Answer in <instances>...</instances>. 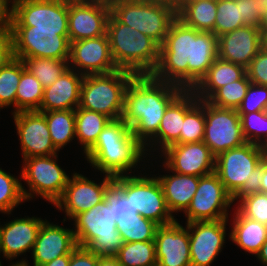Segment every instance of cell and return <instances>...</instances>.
Instances as JSON below:
<instances>
[{
  "label": "cell",
  "instance_id": "1",
  "mask_svg": "<svg viewBox=\"0 0 267 266\" xmlns=\"http://www.w3.org/2000/svg\"><path fill=\"white\" fill-rule=\"evenodd\" d=\"M218 58V39L176 18L170 25L155 71V79L192 90Z\"/></svg>",
  "mask_w": 267,
  "mask_h": 266
},
{
  "label": "cell",
  "instance_id": "2",
  "mask_svg": "<svg viewBox=\"0 0 267 266\" xmlns=\"http://www.w3.org/2000/svg\"><path fill=\"white\" fill-rule=\"evenodd\" d=\"M184 91L181 87L135 75L126 88L122 119L133 135L145 145L158 132L167 107Z\"/></svg>",
  "mask_w": 267,
  "mask_h": 266
},
{
  "label": "cell",
  "instance_id": "3",
  "mask_svg": "<svg viewBox=\"0 0 267 266\" xmlns=\"http://www.w3.org/2000/svg\"><path fill=\"white\" fill-rule=\"evenodd\" d=\"M145 151L130 126L120 118L107 123L85 158L93 168L115 177L125 175L129 170L131 174V169L147 156Z\"/></svg>",
  "mask_w": 267,
  "mask_h": 266
},
{
  "label": "cell",
  "instance_id": "4",
  "mask_svg": "<svg viewBox=\"0 0 267 266\" xmlns=\"http://www.w3.org/2000/svg\"><path fill=\"white\" fill-rule=\"evenodd\" d=\"M266 156L260 145L246 142L216 157L214 172L232 196L233 202L245 195L260 192Z\"/></svg>",
  "mask_w": 267,
  "mask_h": 266
},
{
  "label": "cell",
  "instance_id": "5",
  "mask_svg": "<svg viewBox=\"0 0 267 266\" xmlns=\"http://www.w3.org/2000/svg\"><path fill=\"white\" fill-rule=\"evenodd\" d=\"M106 33L118 69L135 75H151L155 71L160 58V45L155 40L120 23L111 13Z\"/></svg>",
  "mask_w": 267,
  "mask_h": 266
},
{
  "label": "cell",
  "instance_id": "6",
  "mask_svg": "<svg viewBox=\"0 0 267 266\" xmlns=\"http://www.w3.org/2000/svg\"><path fill=\"white\" fill-rule=\"evenodd\" d=\"M73 220V231L79 247L99 256H115L124 243L116 228L113 205L107 204L104 199Z\"/></svg>",
  "mask_w": 267,
  "mask_h": 266
},
{
  "label": "cell",
  "instance_id": "7",
  "mask_svg": "<svg viewBox=\"0 0 267 266\" xmlns=\"http://www.w3.org/2000/svg\"><path fill=\"white\" fill-rule=\"evenodd\" d=\"M135 74L118 69L106 74L84 75L79 107L102 113L111 120L120 119L126 88Z\"/></svg>",
  "mask_w": 267,
  "mask_h": 266
},
{
  "label": "cell",
  "instance_id": "8",
  "mask_svg": "<svg viewBox=\"0 0 267 266\" xmlns=\"http://www.w3.org/2000/svg\"><path fill=\"white\" fill-rule=\"evenodd\" d=\"M110 13L120 22L163 44L171 23L177 18L175 7L143 0H117L109 4Z\"/></svg>",
  "mask_w": 267,
  "mask_h": 266
},
{
  "label": "cell",
  "instance_id": "9",
  "mask_svg": "<svg viewBox=\"0 0 267 266\" xmlns=\"http://www.w3.org/2000/svg\"><path fill=\"white\" fill-rule=\"evenodd\" d=\"M12 57L69 60L68 31L32 30V26H9Z\"/></svg>",
  "mask_w": 267,
  "mask_h": 266
},
{
  "label": "cell",
  "instance_id": "10",
  "mask_svg": "<svg viewBox=\"0 0 267 266\" xmlns=\"http://www.w3.org/2000/svg\"><path fill=\"white\" fill-rule=\"evenodd\" d=\"M114 180L130 200L133 208L142 217L160 225H167L176 219L167 208L162 186L157 177L140 175H119Z\"/></svg>",
  "mask_w": 267,
  "mask_h": 266
},
{
  "label": "cell",
  "instance_id": "11",
  "mask_svg": "<svg viewBox=\"0 0 267 266\" xmlns=\"http://www.w3.org/2000/svg\"><path fill=\"white\" fill-rule=\"evenodd\" d=\"M57 158L58 155L54 154L22 159L24 166L21 169V178L29 186V192L22 188L25 200L40 195L54 205L62 196L70 177L56 163Z\"/></svg>",
  "mask_w": 267,
  "mask_h": 266
},
{
  "label": "cell",
  "instance_id": "12",
  "mask_svg": "<svg viewBox=\"0 0 267 266\" xmlns=\"http://www.w3.org/2000/svg\"><path fill=\"white\" fill-rule=\"evenodd\" d=\"M9 26L68 31V0H18L11 5Z\"/></svg>",
  "mask_w": 267,
  "mask_h": 266
},
{
  "label": "cell",
  "instance_id": "13",
  "mask_svg": "<svg viewBox=\"0 0 267 266\" xmlns=\"http://www.w3.org/2000/svg\"><path fill=\"white\" fill-rule=\"evenodd\" d=\"M203 142L215 157L222 152L246 143L238 111L220 108L205 100Z\"/></svg>",
  "mask_w": 267,
  "mask_h": 266
},
{
  "label": "cell",
  "instance_id": "14",
  "mask_svg": "<svg viewBox=\"0 0 267 266\" xmlns=\"http://www.w3.org/2000/svg\"><path fill=\"white\" fill-rule=\"evenodd\" d=\"M232 196L215 172L199 177L196 193L184 212L187 223L228 219Z\"/></svg>",
  "mask_w": 267,
  "mask_h": 266
},
{
  "label": "cell",
  "instance_id": "15",
  "mask_svg": "<svg viewBox=\"0 0 267 266\" xmlns=\"http://www.w3.org/2000/svg\"><path fill=\"white\" fill-rule=\"evenodd\" d=\"M109 3L92 0H68L69 41L100 37L106 34Z\"/></svg>",
  "mask_w": 267,
  "mask_h": 266
},
{
  "label": "cell",
  "instance_id": "16",
  "mask_svg": "<svg viewBox=\"0 0 267 266\" xmlns=\"http://www.w3.org/2000/svg\"><path fill=\"white\" fill-rule=\"evenodd\" d=\"M101 184L91 181L86 176L73 173L69 178L62 196L55 202L59 210H65L68 218L74 219L82 212L88 211L104 199V192L107 186L114 180V177L104 174Z\"/></svg>",
  "mask_w": 267,
  "mask_h": 266
},
{
  "label": "cell",
  "instance_id": "17",
  "mask_svg": "<svg viewBox=\"0 0 267 266\" xmlns=\"http://www.w3.org/2000/svg\"><path fill=\"white\" fill-rule=\"evenodd\" d=\"M68 63L70 69H78L83 75L106 74L118 70L111 55L107 33L100 37L70 42Z\"/></svg>",
  "mask_w": 267,
  "mask_h": 266
},
{
  "label": "cell",
  "instance_id": "18",
  "mask_svg": "<svg viewBox=\"0 0 267 266\" xmlns=\"http://www.w3.org/2000/svg\"><path fill=\"white\" fill-rule=\"evenodd\" d=\"M228 219L186 223L191 266H210L222 251Z\"/></svg>",
  "mask_w": 267,
  "mask_h": 266
},
{
  "label": "cell",
  "instance_id": "19",
  "mask_svg": "<svg viewBox=\"0 0 267 266\" xmlns=\"http://www.w3.org/2000/svg\"><path fill=\"white\" fill-rule=\"evenodd\" d=\"M166 170L184 175L205 176L215 171V159L203 142L172 144L162 151Z\"/></svg>",
  "mask_w": 267,
  "mask_h": 266
},
{
  "label": "cell",
  "instance_id": "20",
  "mask_svg": "<svg viewBox=\"0 0 267 266\" xmlns=\"http://www.w3.org/2000/svg\"><path fill=\"white\" fill-rule=\"evenodd\" d=\"M12 115L19 135L23 159L58 153L51 141L45 115L42 112L19 111Z\"/></svg>",
  "mask_w": 267,
  "mask_h": 266
},
{
  "label": "cell",
  "instance_id": "21",
  "mask_svg": "<svg viewBox=\"0 0 267 266\" xmlns=\"http://www.w3.org/2000/svg\"><path fill=\"white\" fill-rule=\"evenodd\" d=\"M157 266H191L188 227L175 220L158 226L155 233Z\"/></svg>",
  "mask_w": 267,
  "mask_h": 266
},
{
  "label": "cell",
  "instance_id": "22",
  "mask_svg": "<svg viewBox=\"0 0 267 266\" xmlns=\"http://www.w3.org/2000/svg\"><path fill=\"white\" fill-rule=\"evenodd\" d=\"M218 58L243 66H249L251 60L261 49V29L244 26L217 37Z\"/></svg>",
  "mask_w": 267,
  "mask_h": 266
},
{
  "label": "cell",
  "instance_id": "23",
  "mask_svg": "<svg viewBox=\"0 0 267 266\" xmlns=\"http://www.w3.org/2000/svg\"><path fill=\"white\" fill-rule=\"evenodd\" d=\"M77 246L73 229H65L45 220L32 250L33 265L41 266L57 257L70 255Z\"/></svg>",
  "mask_w": 267,
  "mask_h": 266
},
{
  "label": "cell",
  "instance_id": "24",
  "mask_svg": "<svg viewBox=\"0 0 267 266\" xmlns=\"http://www.w3.org/2000/svg\"><path fill=\"white\" fill-rule=\"evenodd\" d=\"M198 100L199 99L192 90H184L167 107L161 119L158 132L148 141L149 143L144 145L146 151L148 150L146 147H150V151L155 149L159 150L161 148L160 151L162 152L172 144H180V130L183 126L185 114L198 102ZM155 146H157L158 149H152V147ZM159 146L161 147L159 148Z\"/></svg>",
  "mask_w": 267,
  "mask_h": 266
},
{
  "label": "cell",
  "instance_id": "25",
  "mask_svg": "<svg viewBox=\"0 0 267 266\" xmlns=\"http://www.w3.org/2000/svg\"><path fill=\"white\" fill-rule=\"evenodd\" d=\"M45 220L36 217L14 219L0 225V253L7 260L33 250L38 232Z\"/></svg>",
  "mask_w": 267,
  "mask_h": 266
},
{
  "label": "cell",
  "instance_id": "26",
  "mask_svg": "<svg viewBox=\"0 0 267 266\" xmlns=\"http://www.w3.org/2000/svg\"><path fill=\"white\" fill-rule=\"evenodd\" d=\"M84 75L68 68L52 85L44 88L39 112L75 110L80 104Z\"/></svg>",
  "mask_w": 267,
  "mask_h": 266
},
{
  "label": "cell",
  "instance_id": "27",
  "mask_svg": "<svg viewBox=\"0 0 267 266\" xmlns=\"http://www.w3.org/2000/svg\"><path fill=\"white\" fill-rule=\"evenodd\" d=\"M173 173L172 175L157 176L163 189L167 208L171 214L187 210L199 183V177L197 176Z\"/></svg>",
  "mask_w": 267,
  "mask_h": 266
},
{
  "label": "cell",
  "instance_id": "28",
  "mask_svg": "<svg viewBox=\"0 0 267 266\" xmlns=\"http://www.w3.org/2000/svg\"><path fill=\"white\" fill-rule=\"evenodd\" d=\"M245 74L243 66L217 58L192 91L199 100H208L219 88L238 81Z\"/></svg>",
  "mask_w": 267,
  "mask_h": 266
},
{
  "label": "cell",
  "instance_id": "29",
  "mask_svg": "<svg viewBox=\"0 0 267 266\" xmlns=\"http://www.w3.org/2000/svg\"><path fill=\"white\" fill-rule=\"evenodd\" d=\"M233 219L230 239L244 251L256 255L267 240V225L244 217L237 209Z\"/></svg>",
  "mask_w": 267,
  "mask_h": 266
},
{
  "label": "cell",
  "instance_id": "30",
  "mask_svg": "<svg viewBox=\"0 0 267 266\" xmlns=\"http://www.w3.org/2000/svg\"><path fill=\"white\" fill-rule=\"evenodd\" d=\"M177 18L198 31L214 33L217 0L177 3Z\"/></svg>",
  "mask_w": 267,
  "mask_h": 266
},
{
  "label": "cell",
  "instance_id": "31",
  "mask_svg": "<svg viewBox=\"0 0 267 266\" xmlns=\"http://www.w3.org/2000/svg\"><path fill=\"white\" fill-rule=\"evenodd\" d=\"M111 121L102 113L89 111L79 106L75 109V132L79 143L86 153L96 142L99 134Z\"/></svg>",
  "mask_w": 267,
  "mask_h": 266
},
{
  "label": "cell",
  "instance_id": "32",
  "mask_svg": "<svg viewBox=\"0 0 267 266\" xmlns=\"http://www.w3.org/2000/svg\"><path fill=\"white\" fill-rule=\"evenodd\" d=\"M49 128L51 141L60 151L75 137V110H53L42 112Z\"/></svg>",
  "mask_w": 267,
  "mask_h": 266
},
{
  "label": "cell",
  "instance_id": "33",
  "mask_svg": "<svg viewBox=\"0 0 267 266\" xmlns=\"http://www.w3.org/2000/svg\"><path fill=\"white\" fill-rule=\"evenodd\" d=\"M44 87L39 80L25 69L16 92L15 112L38 110L43 98Z\"/></svg>",
  "mask_w": 267,
  "mask_h": 266
},
{
  "label": "cell",
  "instance_id": "34",
  "mask_svg": "<svg viewBox=\"0 0 267 266\" xmlns=\"http://www.w3.org/2000/svg\"><path fill=\"white\" fill-rule=\"evenodd\" d=\"M115 257L122 266H157L155 241L123 243Z\"/></svg>",
  "mask_w": 267,
  "mask_h": 266
},
{
  "label": "cell",
  "instance_id": "35",
  "mask_svg": "<svg viewBox=\"0 0 267 266\" xmlns=\"http://www.w3.org/2000/svg\"><path fill=\"white\" fill-rule=\"evenodd\" d=\"M17 59L23 61L25 68L39 80L44 88L52 85L69 68V60L44 57Z\"/></svg>",
  "mask_w": 267,
  "mask_h": 266
},
{
  "label": "cell",
  "instance_id": "36",
  "mask_svg": "<svg viewBox=\"0 0 267 266\" xmlns=\"http://www.w3.org/2000/svg\"><path fill=\"white\" fill-rule=\"evenodd\" d=\"M22 60L11 57L0 69V106L2 108L14 105L16 92L25 70Z\"/></svg>",
  "mask_w": 267,
  "mask_h": 266
},
{
  "label": "cell",
  "instance_id": "37",
  "mask_svg": "<svg viewBox=\"0 0 267 266\" xmlns=\"http://www.w3.org/2000/svg\"><path fill=\"white\" fill-rule=\"evenodd\" d=\"M158 226L154 221L141 215H137V219L116 220V228L124 243L154 241Z\"/></svg>",
  "mask_w": 267,
  "mask_h": 266
},
{
  "label": "cell",
  "instance_id": "38",
  "mask_svg": "<svg viewBox=\"0 0 267 266\" xmlns=\"http://www.w3.org/2000/svg\"><path fill=\"white\" fill-rule=\"evenodd\" d=\"M250 83L251 81L245 74L238 81L219 88L207 101L220 108L237 110L247 93Z\"/></svg>",
  "mask_w": 267,
  "mask_h": 266
},
{
  "label": "cell",
  "instance_id": "39",
  "mask_svg": "<svg viewBox=\"0 0 267 266\" xmlns=\"http://www.w3.org/2000/svg\"><path fill=\"white\" fill-rule=\"evenodd\" d=\"M205 128V100L198 102L185 114L180 130V144L203 141Z\"/></svg>",
  "mask_w": 267,
  "mask_h": 266
},
{
  "label": "cell",
  "instance_id": "40",
  "mask_svg": "<svg viewBox=\"0 0 267 266\" xmlns=\"http://www.w3.org/2000/svg\"><path fill=\"white\" fill-rule=\"evenodd\" d=\"M246 26L240 17L239 4L235 0H217L214 34L218 37Z\"/></svg>",
  "mask_w": 267,
  "mask_h": 266
},
{
  "label": "cell",
  "instance_id": "41",
  "mask_svg": "<svg viewBox=\"0 0 267 266\" xmlns=\"http://www.w3.org/2000/svg\"><path fill=\"white\" fill-rule=\"evenodd\" d=\"M22 188L18 178L0 168V212L10 214L16 206L26 201Z\"/></svg>",
  "mask_w": 267,
  "mask_h": 266
},
{
  "label": "cell",
  "instance_id": "42",
  "mask_svg": "<svg viewBox=\"0 0 267 266\" xmlns=\"http://www.w3.org/2000/svg\"><path fill=\"white\" fill-rule=\"evenodd\" d=\"M238 114L246 141L261 145L267 139V110Z\"/></svg>",
  "mask_w": 267,
  "mask_h": 266
},
{
  "label": "cell",
  "instance_id": "43",
  "mask_svg": "<svg viewBox=\"0 0 267 266\" xmlns=\"http://www.w3.org/2000/svg\"><path fill=\"white\" fill-rule=\"evenodd\" d=\"M104 200L107 204L113 205V214L116 220L137 219V210L133 208L130 200L122 192V187L113 180L104 192Z\"/></svg>",
  "mask_w": 267,
  "mask_h": 266
},
{
  "label": "cell",
  "instance_id": "44",
  "mask_svg": "<svg viewBox=\"0 0 267 266\" xmlns=\"http://www.w3.org/2000/svg\"><path fill=\"white\" fill-rule=\"evenodd\" d=\"M237 210L248 219L267 225V194L251 193L239 199Z\"/></svg>",
  "mask_w": 267,
  "mask_h": 266
},
{
  "label": "cell",
  "instance_id": "45",
  "mask_svg": "<svg viewBox=\"0 0 267 266\" xmlns=\"http://www.w3.org/2000/svg\"><path fill=\"white\" fill-rule=\"evenodd\" d=\"M239 4L240 17L246 26L262 29L267 15L266 0H235Z\"/></svg>",
  "mask_w": 267,
  "mask_h": 266
},
{
  "label": "cell",
  "instance_id": "46",
  "mask_svg": "<svg viewBox=\"0 0 267 266\" xmlns=\"http://www.w3.org/2000/svg\"><path fill=\"white\" fill-rule=\"evenodd\" d=\"M267 110V86L250 83L247 93L237 109L238 113Z\"/></svg>",
  "mask_w": 267,
  "mask_h": 266
},
{
  "label": "cell",
  "instance_id": "47",
  "mask_svg": "<svg viewBox=\"0 0 267 266\" xmlns=\"http://www.w3.org/2000/svg\"><path fill=\"white\" fill-rule=\"evenodd\" d=\"M251 83L267 86V51L262 48L246 68Z\"/></svg>",
  "mask_w": 267,
  "mask_h": 266
},
{
  "label": "cell",
  "instance_id": "48",
  "mask_svg": "<svg viewBox=\"0 0 267 266\" xmlns=\"http://www.w3.org/2000/svg\"><path fill=\"white\" fill-rule=\"evenodd\" d=\"M99 255L84 247L77 248L70 254L69 266H98Z\"/></svg>",
  "mask_w": 267,
  "mask_h": 266
},
{
  "label": "cell",
  "instance_id": "49",
  "mask_svg": "<svg viewBox=\"0 0 267 266\" xmlns=\"http://www.w3.org/2000/svg\"><path fill=\"white\" fill-rule=\"evenodd\" d=\"M12 57L9 32L0 33V69Z\"/></svg>",
  "mask_w": 267,
  "mask_h": 266
},
{
  "label": "cell",
  "instance_id": "50",
  "mask_svg": "<svg viewBox=\"0 0 267 266\" xmlns=\"http://www.w3.org/2000/svg\"><path fill=\"white\" fill-rule=\"evenodd\" d=\"M6 0H0V33L9 32L11 6Z\"/></svg>",
  "mask_w": 267,
  "mask_h": 266
},
{
  "label": "cell",
  "instance_id": "51",
  "mask_svg": "<svg viewBox=\"0 0 267 266\" xmlns=\"http://www.w3.org/2000/svg\"><path fill=\"white\" fill-rule=\"evenodd\" d=\"M27 262L28 261L23 259L19 262L17 261L15 264L12 263V266H30ZM69 263H70V255H63L41 266H69Z\"/></svg>",
  "mask_w": 267,
  "mask_h": 266
},
{
  "label": "cell",
  "instance_id": "52",
  "mask_svg": "<svg viewBox=\"0 0 267 266\" xmlns=\"http://www.w3.org/2000/svg\"><path fill=\"white\" fill-rule=\"evenodd\" d=\"M98 266H122L115 256H99Z\"/></svg>",
  "mask_w": 267,
  "mask_h": 266
},
{
  "label": "cell",
  "instance_id": "53",
  "mask_svg": "<svg viewBox=\"0 0 267 266\" xmlns=\"http://www.w3.org/2000/svg\"><path fill=\"white\" fill-rule=\"evenodd\" d=\"M257 259L262 263V265L267 266V240L260 248L259 252L256 254Z\"/></svg>",
  "mask_w": 267,
  "mask_h": 266
},
{
  "label": "cell",
  "instance_id": "54",
  "mask_svg": "<svg viewBox=\"0 0 267 266\" xmlns=\"http://www.w3.org/2000/svg\"><path fill=\"white\" fill-rule=\"evenodd\" d=\"M260 192L267 194V156L264 158V170Z\"/></svg>",
  "mask_w": 267,
  "mask_h": 266
},
{
  "label": "cell",
  "instance_id": "55",
  "mask_svg": "<svg viewBox=\"0 0 267 266\" xmlns=\"http://www.w3.org/2000/svg\"><path fill=\"white\" fill-rule=\"evenodd\" d=\"M261 48L267 51V27L261 29Z\"/></svg>",
  "mask_w": 267,
  "mask_h": 266
},
{
  "label": "cell",
  "instance_id": "56",
  "mask_svg": "<svg viewBox=\"0 0 267 266\" xmlns=\"http://www.w3.org/2000/svg\"><path fill=\"white\" fill-rule=\"evenodd\" d=\"M143 1L163 3V4H167L169 6L175 7V8H177V3H178V0H143Z\"/></svg>",
  "mask_w": 267,
  "mask_h": 266
},
{
  "label": "cell",
  "instance_id": "57",
  "mask_svg": "<svg viewBox=\"0 0 267 266\" xmlns=\"http://www.w3.org/2000/svg\"><path fill=\"white\" fill-rule=\"evenodd\" d=\"M202 0H178V3H189V2H197Z\"/></svg>",
  "mask_w": 267,
  "mask_h": 266
},
{
  "label": "cell",
  "instance_id": "58",
  "mask_svg": "<svg viewBox=\"0 0 267 266\" xmlns=\"http://www.w3.org/2000/svg\"><path fill=\"white\" fill-rule=\"evenodd\" d=\"M260 146L264 149L265 153L267 154V139Z\"/></svg>",
  "mask_w": 267,
  "mask_h": 266
},
{
  "label": "cell",
  "instance_id": "59",
  "mask_svg": "<svg viewBox=\"0 0 267 266\" xmlns=\"http://www.w3.org/2000/svg\"><path fill=\"white\" fill-rule=\"evenodd\" d=\"M92 1H101V2H105V3H112L114 1H117V0H92Z\"/></svg>",
  "mask_w": 267,
  "mask_h": 266
},
{
  "label": "cell",
  "instance_id": "60",
  "mask_svg": "<svg viewBox=\"0 0 267 266\" xmlns=\"http://www.w3.org/2000/svg\"><path fill=\"white\" fill-rule=\"evenodd\" d=\"M266 4H267V0H266ZM263 27H267V15L265 16Z\"/></svg>",
  "mask_w": 267,
  "mask_h": 266
},
{
  "label": "cell",
  "instance_id": "61",
  "mask_svg": "<svg viewBox=\"0 0 267 266\" xmlns=\"http://www.w3.org/2000/svg\"><path fill=\"white\" fill-rule=\"evenodd\" d=\"M8 3L11 2L10 4L12 5L14 2L18 1V0H6Z\"/></svg>",
  "mask_w": 267,
  "mask_h": 266
}]
</instances>
